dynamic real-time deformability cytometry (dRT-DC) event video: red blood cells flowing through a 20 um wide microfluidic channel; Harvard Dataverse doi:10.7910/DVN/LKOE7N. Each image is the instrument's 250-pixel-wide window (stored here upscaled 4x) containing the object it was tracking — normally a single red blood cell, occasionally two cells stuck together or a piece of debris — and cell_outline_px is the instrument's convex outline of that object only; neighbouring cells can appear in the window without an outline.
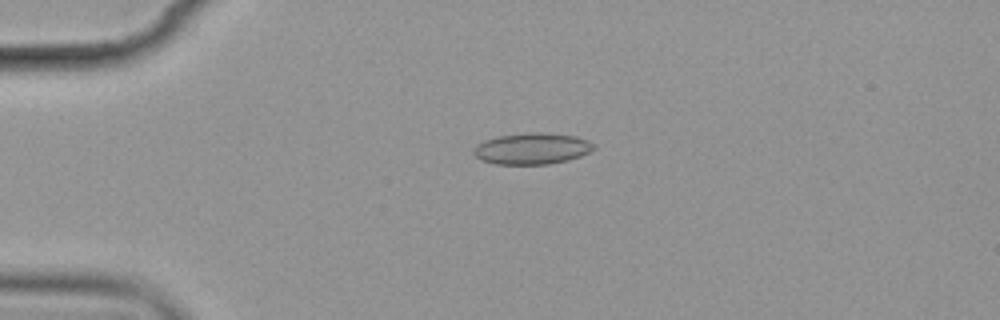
{"species": "common noctule bat (a hibernating species)", "species_latin": "Nyctalus noctula", "temperature_condition": "cold", "stored_images_in_passage": 5, "camera_frame_rate_fps": 3000, "um_per_image_px": 0.085, "animal": {"sex": "female", "body_mass_g": 19.9}, "frame": {"image": 1, "passage_image": 4, "time_ms": 3.333, "image_size_px": [1000, 320], "cell_outline_px": [[596, 148], [592, 152], [568, 160], [548, 164], [496, 164], [480, 160], [472, 152], [476, 144], [484, 140], [496, 136], [532, 132], [544, 132], [576, 136], [588, 140], [596, 144]], "centroid_in_image_um": [45.25, 12.62], "position_along_channel_um": 39.8, "area_um2": 22.25}}